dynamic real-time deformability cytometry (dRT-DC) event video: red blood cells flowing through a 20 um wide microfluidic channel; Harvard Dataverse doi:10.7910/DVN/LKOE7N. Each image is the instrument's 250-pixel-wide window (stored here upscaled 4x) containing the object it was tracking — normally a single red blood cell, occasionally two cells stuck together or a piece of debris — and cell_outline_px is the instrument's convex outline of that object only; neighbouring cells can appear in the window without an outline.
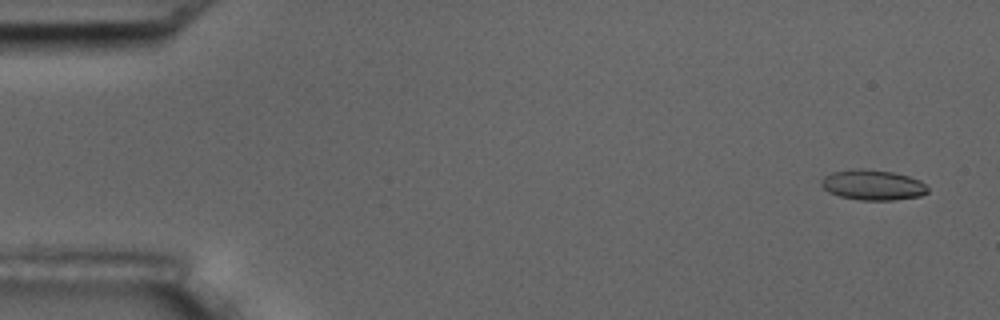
{"species": "common noctule bat (a hibernating species)", "species_latin": "Nyctalus noctula", "temperature_condition": "room temperature", "stored_images_in_passage": 5, "camera_frame_rate_fps": 3000, "um_per_image_px": 0.085, "animal": {"sex": "male", "body_mass_g": 17.5, "forearm_length_mm": 52.3}, "frame": {"image": 1, "passage_image": 1, "time_ms": 0.0, "image_size_px": [1000, 320], "cell_outline_px": [[928, 192], [920, 196], [892, 200], [860, 200], [840, 196], [828, 192], [820, 184], [820, 180], [824, 176], [832, 172], [856, 168], [864, 168], [892, 172], [908, 176], [920, 180], [928, 188]], "centroid_in_image_um": [74.16, 15.71], "position_along_channel_um": 10.8, "area_um2": 18.84}}
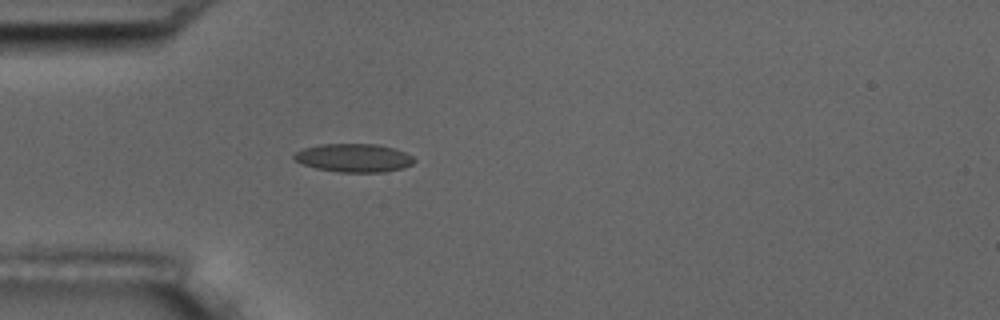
{"frame": {"image": 2, "passage_image": 5, "time_ms": 4.667, "image_size_px": [1000, 320], "cell_outline_px": [[416, 160], [412, 164], [400, 168], [384, 172], [340, 172], [316, 168], [304, 164], [296, 160], [292, 156], [296, 152], [304, 148], [320, 144], [376, 144], [392, 148], [404, 152], [412, 156]], "centroid_in_image_um": [30.07, 13.42], "position_along_channel_um": 54.9, "area_um2": 19.59}}